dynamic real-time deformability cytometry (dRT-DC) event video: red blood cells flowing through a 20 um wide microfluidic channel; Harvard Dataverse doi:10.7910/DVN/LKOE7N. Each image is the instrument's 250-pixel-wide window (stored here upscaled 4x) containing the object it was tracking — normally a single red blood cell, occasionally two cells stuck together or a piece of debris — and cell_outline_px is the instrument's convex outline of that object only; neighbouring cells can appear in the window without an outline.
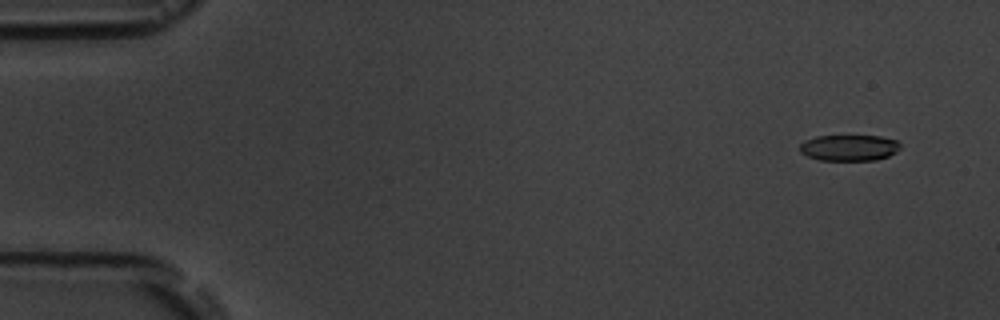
{"species": "common noctule bat (a hibernating species)", "species_latin": "Nyctalus noctula", "temperature_condition": "room temperature", "stored_images_in_passage": 3, "camera_frame_rate_fps": 3000, "um_per_image_px": 0.085, "animal": {"sex": "male", "body_mass_g": 19.5, "forearm_length_mm": 54.6}, "frame": {"image": 1, "passage_image": 1, "time_ms": 0.0, "image_size_px": [1000, 320], "cell_outline_px": [[900, 148], [896, 152], [888, 156], [876, 160], [820, 160], [808, 156], [800, 152], [800, 144], [804, 140], [816, 136], [880, 136], [896, 140], [900, 144]], "centroid_in_image_um": [72.17, 12.56], "position_along_channel_um": 12.8, "area_um2": 15.26}}